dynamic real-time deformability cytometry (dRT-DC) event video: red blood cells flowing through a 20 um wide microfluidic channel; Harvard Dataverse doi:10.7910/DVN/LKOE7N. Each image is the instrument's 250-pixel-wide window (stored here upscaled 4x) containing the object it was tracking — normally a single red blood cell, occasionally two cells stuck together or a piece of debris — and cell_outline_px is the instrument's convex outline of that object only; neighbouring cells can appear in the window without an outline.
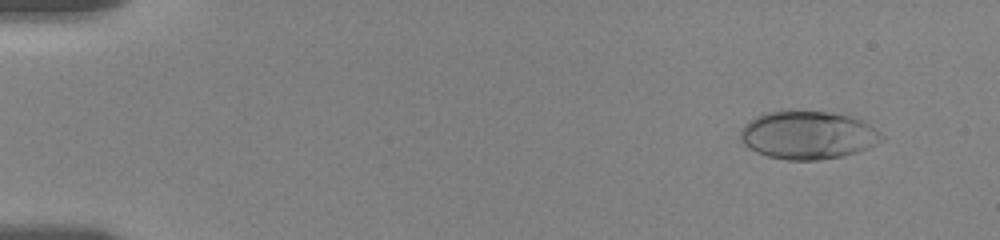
{"species": "human", "species_latin": "Homo sapiens", "temperature_condition": "room temperature", "stored_images_in_passage": 13, "camera_frame_rate_fps": 3000, "um_per_image_px": 0.085, "donor": {"sex": "female"}, "frame": {"image": 1, "passage_image": 2, "time_ms": 1.333, "image_size_px": [1000, 240], "cell_outline_px": [[884, 140], [868, 148], [856, 152], [840, 156], [816, 160], [788, 160], [768, 156], [756, 152], [748, 148], [740, 140], [740, 132], [744, 124], [748, 120], [764, 112], [788, 108], [852, 112], [884, 136]], "centroid_in_image_um": [68.68, 11.4], "position_along_channel_um": 16.3, "area_um2": 41.15}}
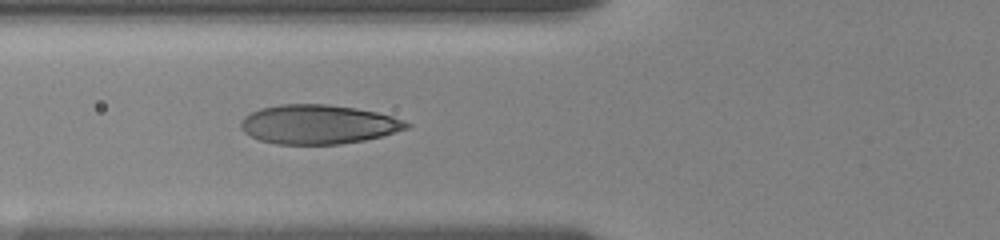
{"frame": {"image": 2, "passage_image": 9, "time_ms": 7.0, "image_size_px": [1000, 240], "cell_outline_px": [[412, 124], [408, 128], [380, 136], [364, 140], [340, 144], [276, 144], [260, 140], [244, 132], [240, 128], [240, 120], [244, 116], [260, 108], [280, 104], [328, 104], [356, 108], [376, 112], [392, 116], [404, 120]], "centroid_in_image_um": [27.03, 10.56], "position_along_channel_um": 98.8, "area_um2": 37.86}}
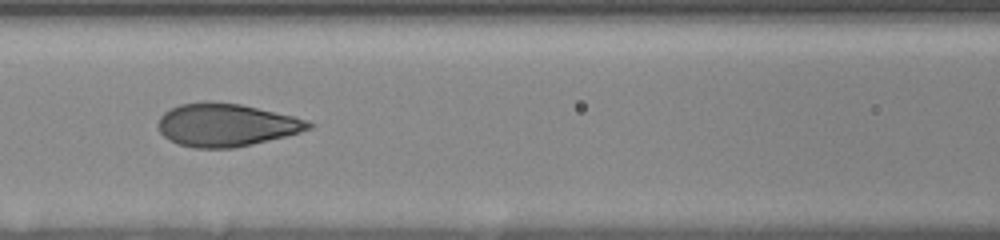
{"frame": {"image": 3, "passage_image": 12, "time_ms": 8.333, "image_size_px": [1000, 240], "cell_outline_px": [[316, 124], [312, 128], [300, 132], [252, 144], [232, 148], [196, 148], [180, 144], [168, 140], [160, 132], [156, 124], [160, 116], [164, 112], [180, 104], [204, 100], [240, 104], [296, 116], [308, 120]], "centroid_in_image_um": [19.22, 10.6], "position_along_channel_um": 147.4, "area_um2": 37.86}}